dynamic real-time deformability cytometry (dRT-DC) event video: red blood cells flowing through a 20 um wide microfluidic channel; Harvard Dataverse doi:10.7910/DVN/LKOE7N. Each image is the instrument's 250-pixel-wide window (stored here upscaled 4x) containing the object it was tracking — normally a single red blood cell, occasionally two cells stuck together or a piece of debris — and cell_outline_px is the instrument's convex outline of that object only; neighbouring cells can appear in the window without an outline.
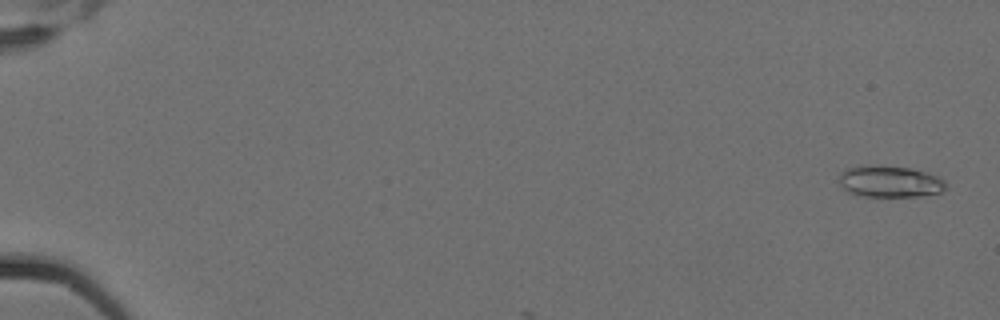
{"species": "Egyptian fruit bat (a non-hibernating species)", "species_latin": "Rousettus aegyptiacus", "temperature_condition": "cold", "stored_images_in_passage": 3, "camera_frame_rate_fps": 3000, "um_per_image_px": 0.085, "animal": {"sex": "female"}, "frame": {"image": 1, "passage_image": 1, "time_ms": 0.0, "image_size_px": [1000, 320], "cell_outline_px": [[944, 188], [940, 192], [924, 196], [864, 196], [848, 192], [840, 184], [840, 172], [848, 168], [908, 168], [924, 172], [936, 176], [944, 180]], "centroid_in_image_um": [75.66, 15.48], "position_along_channel_um": 9.3, "area_um2": 18.5}}